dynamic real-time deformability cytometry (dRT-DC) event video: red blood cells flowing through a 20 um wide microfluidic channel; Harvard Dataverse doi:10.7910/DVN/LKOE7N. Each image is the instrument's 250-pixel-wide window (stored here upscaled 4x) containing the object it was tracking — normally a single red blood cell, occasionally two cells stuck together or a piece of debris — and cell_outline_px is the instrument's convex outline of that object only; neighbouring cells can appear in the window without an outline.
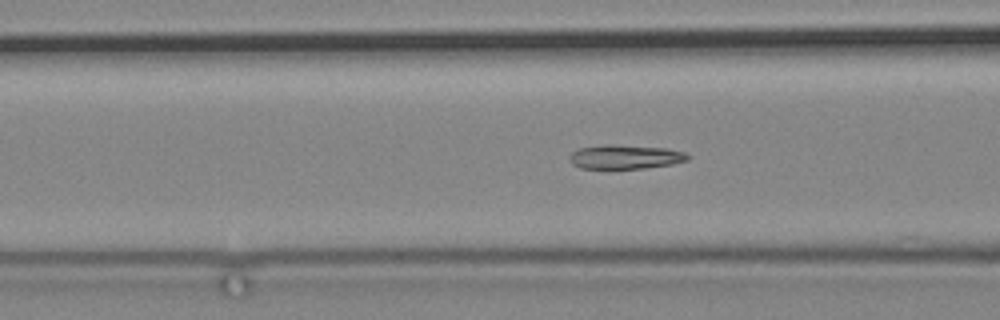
{"species": "common noctule bat (a hibernating species)", "species_latin": "Nyctalus noctula", "temperature_condition": "cold", "stored_images_in_passage": 75, "camera_frame_rate_fps": 3000, "um_per_image_px": 0.085, "animal": {"sex": "male", "body_mass_g": 19.2, "forearm_length_mm": 51.8}, "frame": {"image": 1, "passage_image": 37, "time_ms": 12.0, "image_size_px": [1000, 320], "cell_outline_px": [[688, 160], [672, 164], [644, 168], [580, 168], [572, 164], [568, 156], [572, 152], [580, 148], [604, 144], [612, 144], [664, 148], [684, 152], [688, 156]], "centroid_in_image_um": [53.1, 13.33], "position_along_channel_um": 113.5, "area_um2": 16.47}}
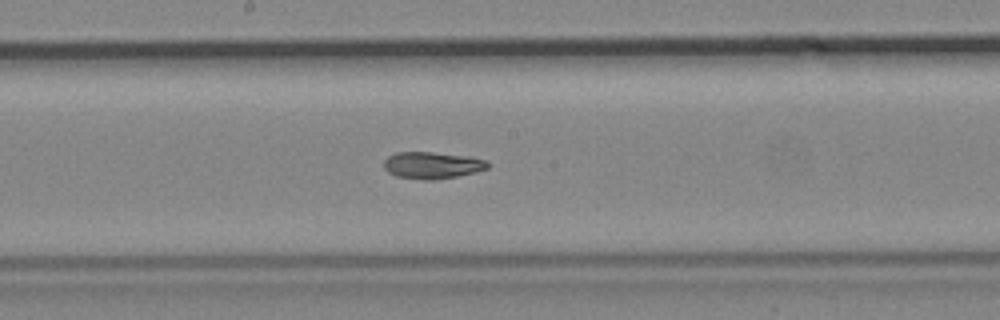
{"frame": {"image": 2, "passage_image": 46, "time_ms": 15.0, "image_size_px": [1000, 320], "cell_outline_px": [[488, 168], [456, 176], [432, 180], [424, 180], [396, 176], [388, 172], [384, 168], [384, 160], [388, 156], [396, 152], [432, 152], [468, 156], [484, 160], [488, 164]], "centroid_in_image_um": [36.67, 14.04], "position_along_channel_um": 211.5, "area_um2": 16.01}}
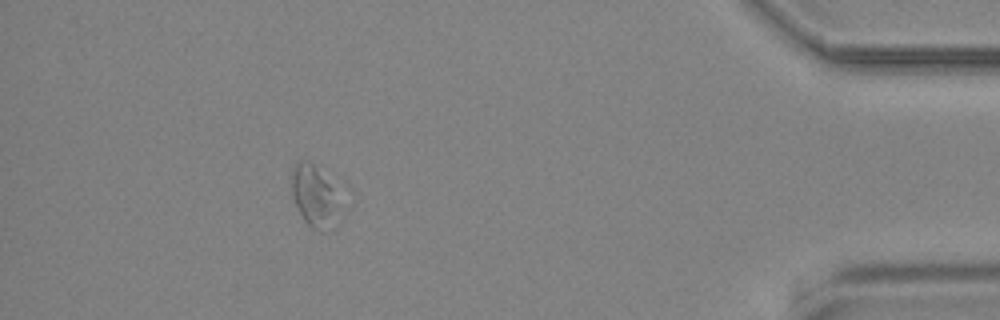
{"frame": {"image": 3, "passage_image": 69, "time_ms": 22.667, "image_size_px": [1000, 320], "cell_outline_px": [[340, 220], [336, 228], [328, 232], [320, 232], [312, 228], [304, 220], [292, 196], [292, 168], [300, 160], [308, 160], [312, 164], [328, 184], [340, 204]], "centroid_in_image_um": [26.75, 16.82], "position_along_channel_um": 408.5, "area_um2": 17.11}}